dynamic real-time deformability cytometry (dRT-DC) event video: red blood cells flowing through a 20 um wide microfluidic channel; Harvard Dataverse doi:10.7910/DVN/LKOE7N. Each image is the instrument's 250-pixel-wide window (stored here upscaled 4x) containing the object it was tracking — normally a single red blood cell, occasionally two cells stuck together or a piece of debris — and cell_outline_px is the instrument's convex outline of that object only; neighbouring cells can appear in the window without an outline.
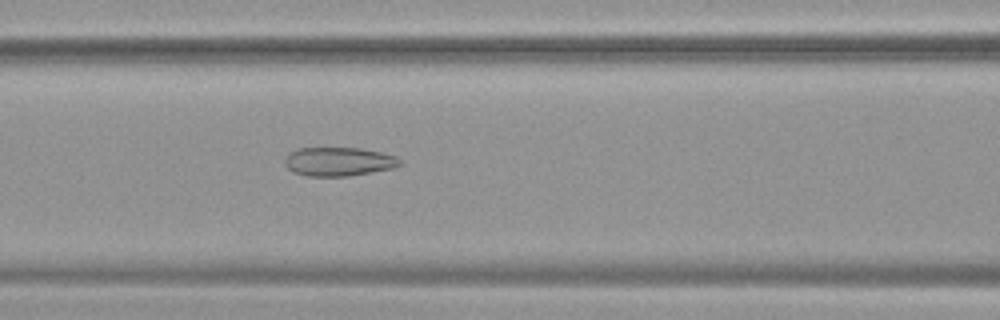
{"species": "common noctule bat (a hibernating species)", "species_latin": "Nyctalus noctula", "temperature_condition": "warm", "stored_images_in_passage": 53, "camera_frame_rate_fps": 3000, "um_per_image_px": 0.085, "animal": {"sex": "female", "body_mass_g": 19.9}, "frame": {"image": 1, "passage_image": 23, "time_ms": 7.333, "image_size_px": [1000, 320], "cell_outline_px": [[404, 164], [392, 168], [348, 176], [308, 176], [292, 172], [284, 164], [284, 160], [292, 152], [300, 148], [360, 148], [380, 152], [396, 156], [404, 160]], "centroid_in_image_um": [28.83, 13.74], "position_along_channel_um": 137.8, "area_um2": 19.31}}
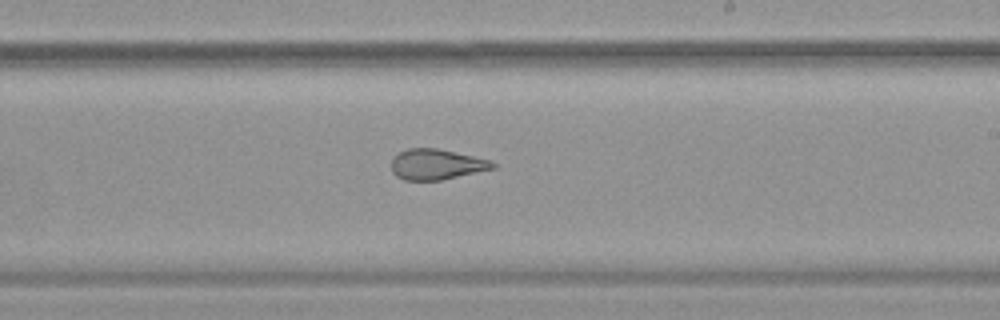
{"frame": {"image": 2, "passage_image": 32, "time_ms": 10.333, "image_size_px": [1000, 320], "cell_outline_px": [[496, 168], [440, 180], [404, 180], [396, 176], [392, 172], [392, 160], [400, 152], [408, 148], [436, 148], [472, 156], [488, 160], [496, 164]], "centroid_in_image_um": [37.08, 13.98], "position_along_channel_um": 251.9, "area_um2": 17.74}}
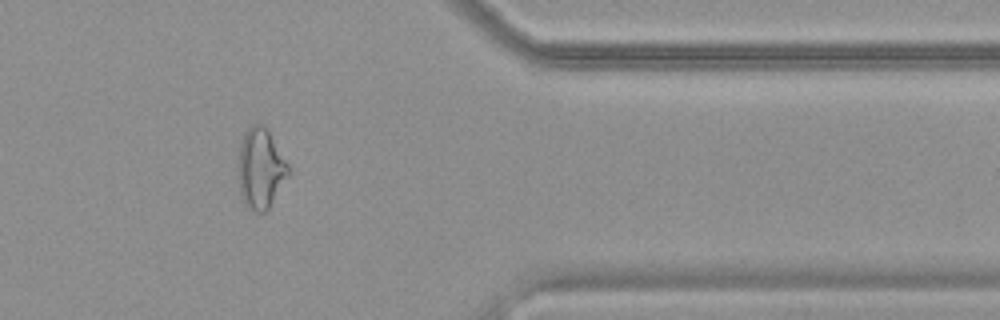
{"frame": {"image": 3, "passage_image": 44, "time_ms": 14.333, "image_size_px": [1000, 320], "cell_outline_px": [[292, 172], [268, 208], [264, 212], [256, 212], [248, 208], [244, 204], [240, 196], [236, 168], [240, 144], [244, 132], [252, 124], [264, 124], [292, 168]], "centroid_in_image_um": [22.14, 14.32], "position_along_channel_um": 389.3, "area_um2": 24.22}, "authors_computed_cell_mechanics": {"area_um2": 24.2182, "velocity_mm_per_s": 3.8203, "shape_relaxation_time_tau1_ms": null, "shape_relaxation_time_tau2_ms": 1.7459, "deformation_change_tau1": null, "deformation_change_tau2": 0.089}}